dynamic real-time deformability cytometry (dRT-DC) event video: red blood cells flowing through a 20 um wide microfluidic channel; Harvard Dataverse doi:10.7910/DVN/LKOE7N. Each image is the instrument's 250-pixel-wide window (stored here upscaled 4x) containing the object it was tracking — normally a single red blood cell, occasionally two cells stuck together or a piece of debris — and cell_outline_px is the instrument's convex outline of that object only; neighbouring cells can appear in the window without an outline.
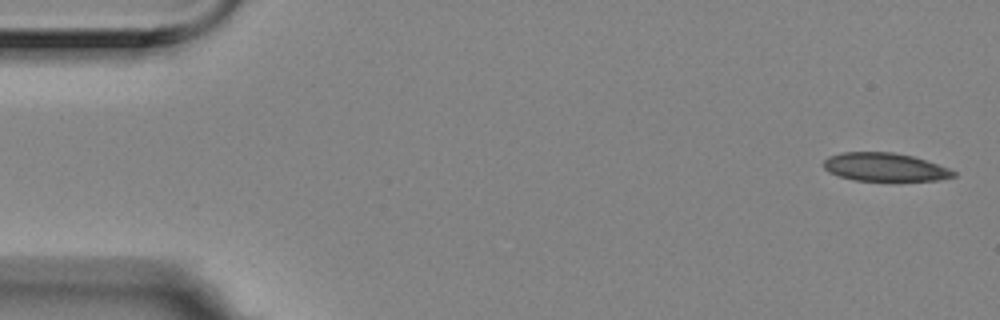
{"species": "Egyptian fruit bat (a non-hibernating species)", "species_latin": "Rousettus aegyptiacus", "temperature_condition": "room temperature", "stored_images_in_passage": 5, "camera_frame_rate_fps": 3000, "um_per_image_px": 0.085, "animal": {"sex": "female"}, "frame": {"image": 1, "passage_image": 1, "time_ms": 0.0, "image_size_px": [1000, 320], "cell_outline_px": [[956, 176], [940, 180], [856, 180], [840, 176], [828, 172], [824, 168], [824, 160], [828, 156], [840, 152], [892, 152], [912, 156], [948, 168], [956, 172]], "centroid_in_image_um": [75.18, 14.19], "position_along_channel_um": 9.8, "area_um2": 21.15}}
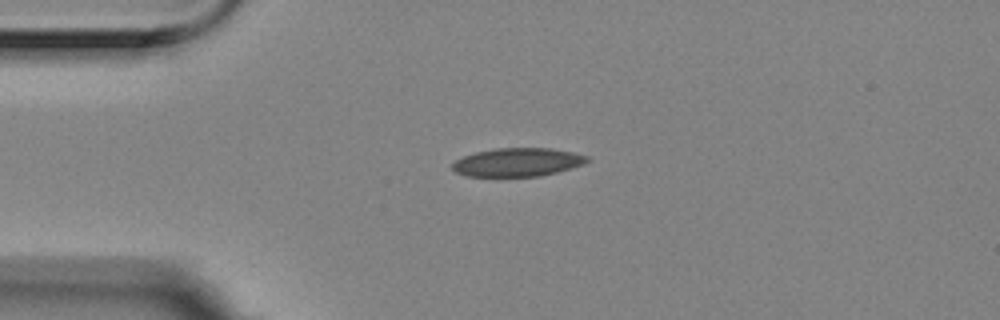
{"frame": {"image": 2, "passage_image": 4, "time_ms": 1.0, "image_size_px": [1000, 320], "cell_outline_px": [[588, 160], [584, 164], [556, 172], [540, 176], [468, 176], [456, 172], [452, 168], [452, 164], [456, 160], [464, 156], [476, 152], [496, 148], [552, 148], [572, 152], [588, 156]], "centroid_in_image_um": [44.0, 13.78], "position_along_channel_um": 41.0, "area_um2": 22.14}}